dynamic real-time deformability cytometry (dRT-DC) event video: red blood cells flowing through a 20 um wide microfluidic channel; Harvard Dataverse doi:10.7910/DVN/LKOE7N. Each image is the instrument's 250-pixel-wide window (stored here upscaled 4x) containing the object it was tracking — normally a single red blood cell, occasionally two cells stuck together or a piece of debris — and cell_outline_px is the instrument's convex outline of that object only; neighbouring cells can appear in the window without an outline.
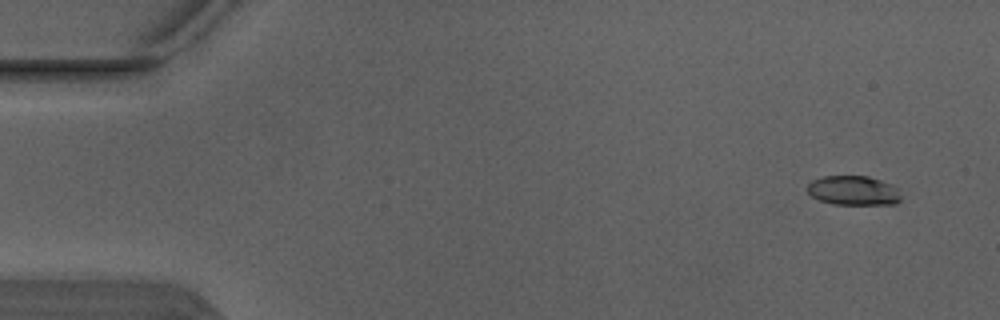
{"species": "Egyptian fruit bat (a non-hibernating species)", "species_latin": "Rousettus aegyptiacus", "temperature_condition": "warm", "stored_images_in_passage": 4, "camera_frame_rate_fps": 3000, "um_per_image_px": 0.085, "animal": {"sex": "male"}, "frame": {"image": 1, "passage_image": 1, "time_ms": 0.0, "image_size_px": [1000, 320], "cell_outline_px": [[900, 200], [896, 204], [832, 204], [820, 200], [812, 196], [808, 192], [808, 184], [812, 180], [824, 176], [868, 176], [892, 184], [896, 188], [900, 196]], "centroid_in_image_um": [72.54, 16.19], "position_along_channel_um": 12.5, "area_um2": 15.95}}
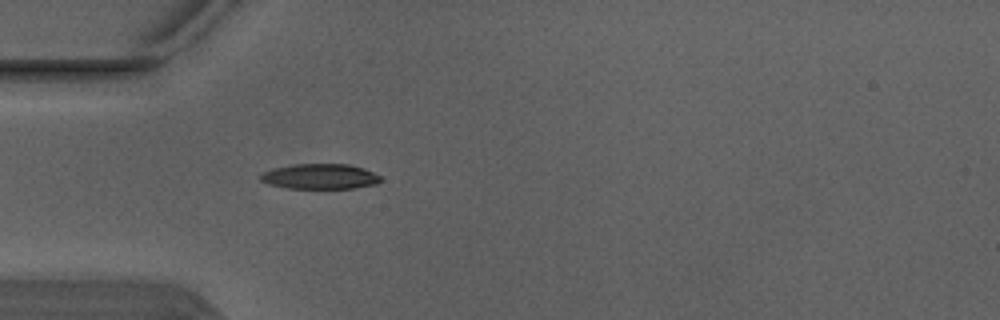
{"frame": {"image": 2, "passage_image": 4, "time_ms": 1.0, "image_size_px": [1000, 320], "cell_outline_px": [[380, 180], [376, 184], [352, 188], [288, 188], [268, 184], [260, 180], [260, 176], [264, 172], [276, 168], [296, 164], [348, 164], [364, 168], [380, 176]], "centroid_in_image_um": [27.21, 15.0], "position_along_channel_um": 57.8, "area_um2": 17.4}}